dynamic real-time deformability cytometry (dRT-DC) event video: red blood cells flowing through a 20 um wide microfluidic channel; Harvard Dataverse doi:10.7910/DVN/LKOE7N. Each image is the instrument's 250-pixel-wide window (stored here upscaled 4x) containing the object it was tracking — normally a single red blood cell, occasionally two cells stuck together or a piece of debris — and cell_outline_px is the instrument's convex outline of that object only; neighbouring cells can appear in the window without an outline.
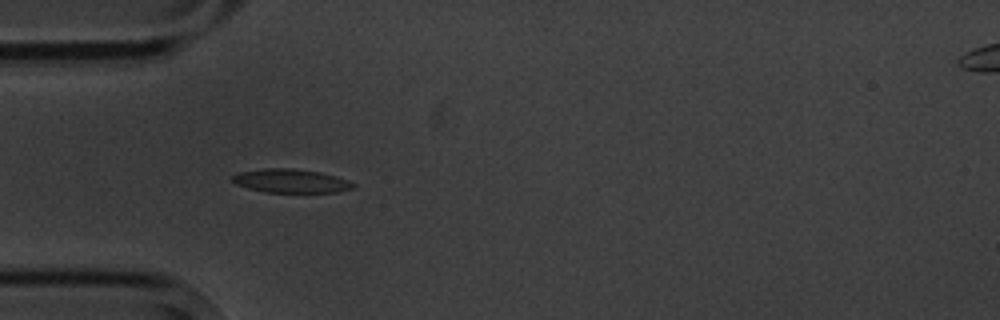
{"species": "common noctule bat (a hibernating species)", "species_latin": "Nyctalus noctula", "temperature_condition": "cold", "stored_images_in_passage": 4, "camera_frame_rate_fps": 3000, "um_per_image_px": 0.085, "animal": {"sex": "male", "body_mass_g": 20.1, "forearm_length_mm": 53.5}, "frame": {"image": 1, "passage_image": 3, "time_ms": 2.333, "image_size_px": [1000, 320], "cell_outline_px": [[356, 188], [336, 192], [264, 192], [248, 188], [236, 184], [232, 180], [232, 176], [240, 172], [264, 168], [292, 168], [320, 172], [336, 176], [348, 180], [356, 184]], "centroid_in_image_um": [24.76, 15.38], "position_along_channel_um": 60.2, "area_um2": 16.7}}
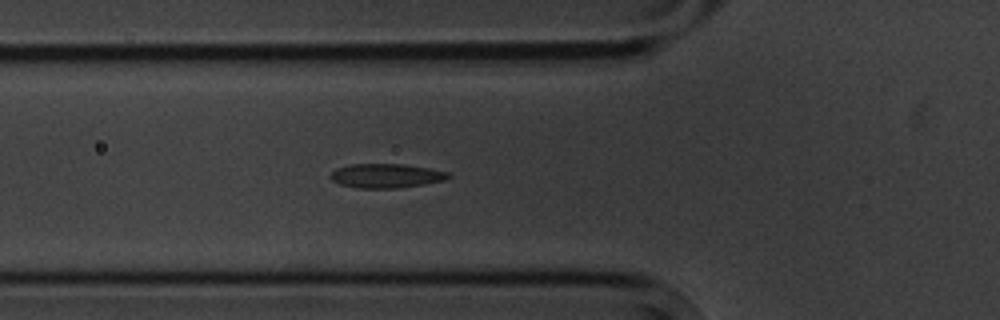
{"frame": {"image": 2, "passage_image": 4, "time_ms": 3.333, "image_size_px": [1000, 320], "cell_outline_px": [[452, 176], [444, 180], [424, 184], [396, 188], [356, 188], [340, 184], [332, 180], [328, 176], [336, 168], [348, 164], [404, 164], [428, 168], [448, 172]], "centroid_in_image_um": [32.79, 14.94], "position_along_channel_um": 93.0, "area_um2": 16.65}}